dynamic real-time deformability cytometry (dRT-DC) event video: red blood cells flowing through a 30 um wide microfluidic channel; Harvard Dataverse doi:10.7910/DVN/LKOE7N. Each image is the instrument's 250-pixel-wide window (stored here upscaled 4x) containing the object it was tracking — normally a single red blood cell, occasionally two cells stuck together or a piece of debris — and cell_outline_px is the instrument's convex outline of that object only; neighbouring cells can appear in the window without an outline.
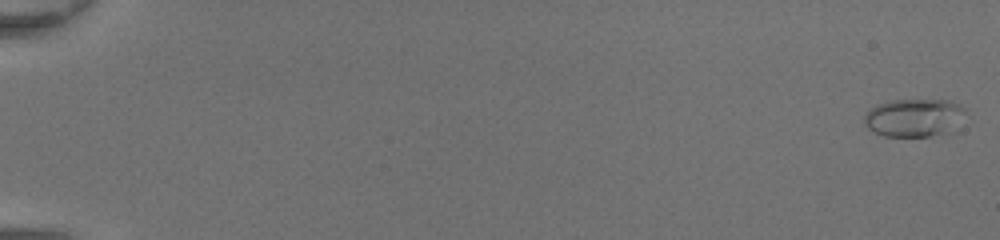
{"species": "common noctule bat (a hibernating species)", "species_latin": "Nyctalus noctula", "temperature_condition": "room temperature", "stored_images_in_passage": 49, "camera_frame_rate_fps": 3000, "um_per_image_px": 0.085, "animal": {"sex": "female", "body_mass_g": 20.0, "forearm_length_mm": 54.0}, "frame": {"image": 1, "passage_image": 1, "time_ms": 0.0, "image_size_px": [1000, 240], "cell_outline_px": [[964, 112], [944, 132], [928, 136], [884, 136], [872, 132], [864, 124], [864, 116], [868, 108], [876, 104], [892, 100], [948, 100], [960, 104], [964, 108]], "centroid_in_image_um": [77.53, 9.97], "position_along_channel_um": 7.5, "area_um2": 21.85}}
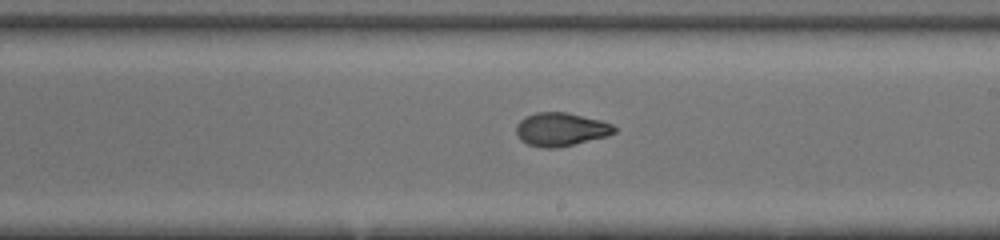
{"frame": {"image": 2, "passage_image": 31, "time_ms": 10.0, "image_size_px": [1000, 240], "cell_outline_px": [[616, 132], [608, 136], [556, 148], [544, 148], [528, 144], [520, 140], [516, 132], [516, 124], [524, 116], [536, 112], [568, 112], [600, 120], [612, 124], [616, 128]], "centroid_in_image_um": [47.66, 10.99], "position_along_channel_um": 241.3, "area_um2": 19.19}}
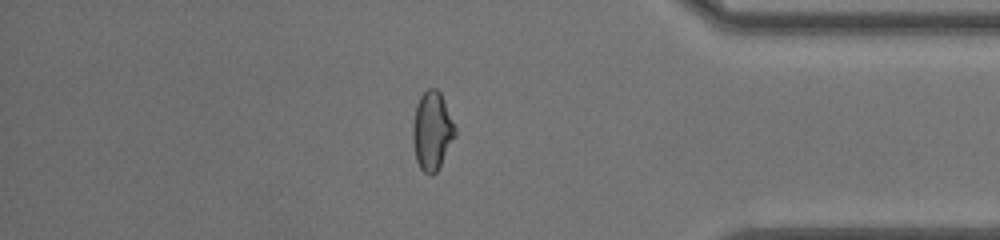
{"frame": {"image": 3, "passage_image": 43, "time_ms": 14.0, "image_size_px": [1000, 240], "cell_outline_px": [[456, 136], [436, 172], [432, 176], [424, 172], [420, 168], [416, 160], [412, 140], [412, 124], [416, 104], [420, 96], [428, 88], [436, 88], [440, 92], [456, 128]], "centroid_in_image_um": [36.71, 11.12], "position_along_channel_um": 398.5, "area_um2": 19.42}, "authors_computed_cell_mechanics": {"area_um2": 19.2474, "velocity_mm_per_s": 4.4279, "shape_relaxation_time_tau1_ms": 6.2934, "shape_relaxation_time_tau2_ms": 1.0898, "deformation_change_tau1": 0.2305, "deformation_change_tau2": 0.0559}}